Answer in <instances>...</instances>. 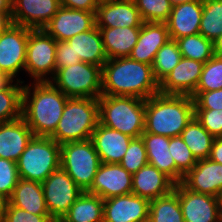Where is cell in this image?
<instances>
[{
  "instance_id": "cell-1",
  "label": "cell",
  "mask_w": 222,
  "mask_h": 222,
  "mask_svg": "<svg viewBox=\"0 0 222 222\" xmlns=\"http://www.w3.org/2000/svg\"><path fill=\"white\" fill-rule=\"evenodd\" d=\"M160 93L152 65L129 57L108 59L102 67V94L132 96L144 100Z\"/></svg>"
},
{
  "instance_id": "cell-2",
  "label": "cell",
  "mask_w": 222,
  "mask_h": 222,
  "mask_svg": "<svg viewBox=\"0 0 222 222\" xmlns=\"http://www.w3.org/2000/svg\"><path fill=\"white\" fill-rule=\"evenodd\" d=\"M29 84L23 88L22 118L34 136L50 137L56 130L69 97L50 81H33Z\"/></svg>"
},
{
  "instance_id": "cell-3",
  "label": "cell",
  "mask_w": 222,
  "mask_h": 222,
  "mask_svg": "<svg viewBox=\"0 0 222 222\" xmlns=\"http://www.w3.org/2000/svg\"><path fill=\"white\" fill-rule=\"evenodd\" d=\"M195 115L194 99L187 95L158 93L145 100V132L181 136Z\"/></svg>"
},
{
  "instance_id": "cell-4",
  "label": "cell",
  "mask_w": 222,
  "mask_h": 222,
  "mask_svg": "<svg viewBox=\"0 0 222 222\" xmlns=\"http://www.w3.org/2000/svg\"><path fill=\"white\" fill-rule=\"evenodd\" d=\"M99 123L132 138H139L145 130V100L132 96L98 98Z\"/></svg>"
},
{
  "instance_id": "cell-5",
  "label": "cell",
  "mask_w": 222,
  "mask_h": 222,
  "mask_svg": "<svg viewBox=\"0 0 222 222\" xmlns=\"http://www.w3.org/2000/svg\"><path fill=\"white\" fill-rule=\"evenodd\" d=\"M99 123L98 99L68 98L55 132L50 136L58 144L85 141Z\"/></svg>"
},
{
  "instance_id": "cell-6",
  "label": "cell",
  "mask_w": 222,
  "mask_h": 222,
  "mask_svg": "<svg viewBox=\"0 0 222 222\" xmlns=\"http://www.w3.org/2000/svg\"><path fill=\"white\" fill-rule=\"evenodd\" d=\"M16 163L21 179L42 183L60 168V144L51 137L34 136Z\"/></svg>"
},
{
  "instance_id": "cell-7",
  "label": "cell",
  "mask_w": 222,
  "mask_h": 222,
  "mask_svg": "<svg viewBox=\"0 0 222 222\" xmlns=\"http://www.w3.org/2000/svg\"><path fill=\"white\" fill-rule=\"evenodd\" d=\"M50 82L69 98L98 99L102 94V67L79 62L59 68Z\"/></svg>"
},
{
  "instance_id": "cell-8",
  "label": "cell",
  "mask_w": 222,
  "mask_h": 222,
  "mask_svg": "<svg viewBox=\"0 0 222 222\" xmlns=\"http://www.w3.org/2000/svg\"><path fill=\"white\" fill-rule=\"evenodd\" d=\"M100 164L91 139L60 145V167L83 191L91 186Z\"/></svg>"
},
{
  "instance_id": "cell-9",
  "label": "cell",
  "mask_w": 222,
  "mask_h": 222,
  "mask_svg": "<svg viewBox=\"0 0 222 222\" xmlns=\"http://www.w3.org/2000/svg\"><path fill=\"white\" fill-rule=\"evenodd\" d=\"M56 45L57 41L43 29H30L24 71L34 82L50 81L55 76Z\"/></svg>"
},
{
  "instance_id": "cell-10",
  "label": "cell",
  "mask_w": 222,
  "mask_h": 222,
  "mask_svg": "<svg viewBox=\"0 0 222 222\" xmlns=\"http://www.w3.org/2000/svg\"><path fill=\"white\" fill-rule=\"evenodd\" d=\"M42 188L50 217L60 220L84 192L61 167L50 174Z\"/></svg>"
},
{
  "instance_id": "cell-11",
  "label": "cell",
  "mask_w": 222,
  "mask_h": 222,
  "mask_svg": "<svg viewBox=\"0 0 222 222\" xmlns=\"http://www.w3.org/2000/svg\"><path fill=\"white\" fill-rule=\"evenodd\" d=\"M29 31L12 23L0 34V73L8 80H15L24 71Z\"/></svg>"
},
{
  "instance_id": "cell-12",
  "label": "cell",
  "mask_w": 222,
  "mask_h": 222,
  "mask_svg": "<svg viewBox=\"0 0 222 222\" xmlns=\"http://www.w3.org/2000/svg\"><path fill=\"white\" fill-rule=\"evenodd\" d=\"M173 191L179 197L184 222H221L216 196L191 191L182 183L175 184Z\"/></svg>"
},
{
  "instance_id": "cell-13",
  "label": "cell",
  "mask_w": 222,
  "mask_h": 222,
  "mask_svg": "<svg viewBox=\"0 0 222 222\" xmlns=\"http://www.w3.org/2000/svg\"><path fill=\"white\" fill-rule=\"evenodd\" d=\"M95 13L60 6L43 30L56 41H67L76 34L91 30L96 25Z\"/></svg>"
},
{
  "instance_id": "cell-14",
  "label": "cell",
  "mask_w": 222,
  "mask_h": 222,
  "mask_svg": "<svg viewBox=\"0 0 222 222\" xmlns=\"http://www.w3.org/2000/svg\"><path fill=\"white\" fill-rule=\"evenodd\" d=\"M103 200L132 193V174L119 163H101L91 186L85 191Z\"/></svg>"
},
{
  "instance_id": "cell-15",
  "label": "cell",
  "mask_w": 222,
  "mask_h": 222,
  "mask_svg": "<svg viewBox=\"0 0 222 222\" xmlns=\"http://www.w3.org/2000/svg\"><path fill=\"white\" fill-rule=\"evenodd\" d=\"M150 201L133 193L104 200L103 222H148Z\"/></svg>"
},
{
  "instance_id": "cell-16",
  "label": "cell",
  "mask_w": 222,
  "mask_h": 222,
  "mask_svg": "<svg viewBox=\"0 0 222 222\" xmlns=\"http://www.w3.org/2000/svg\"><path fill=\"white\" fill-rule=\"evenodd\" d=\"M60 6V0H12L11 21L30 29H43Z\"/></svg>"
},
{
  "instance_id": "cell-17",
  "label": "cell",
  "mask_w": 222,
  "mask_h": 222,
  "mask_svg": "<svg viewBox=\"0 0 222 222\" xmlns=\"http://www.w3.org/2000/svg\"><path fill=\"white\" fill-rule=\"evenodd\" d=\"M204 63L182 57L159 83V91L168 95L192 96L196 91Z\"/></svg>"
},
{
  "instance_id": "cell-18",
  "label": "cell",
  "mask_w": 222,
  "mask_h": 222,
  "mask_svg": "<svg viewBox=\"0 0 222 222\" xmlns=\"http://www.w3.org/2000/svg\"><path fill=\"white\" fill-rule=\"evenodd\" d=\"M98 28L141 27L139 10L134 0H112L101 2L95 13Z\"/></svg>"
},
{
  "instance_id": "cell-19",
  "label": "cell",
  "mask_w": 222,
  "mask_h": 222,
  "mask_svg": "<svg viewBox=\"0 0 222 222\" xmlns=\"http://www.w3.org/2000/svg\"><path fill=\"white\" fill-rule=\"evenodd\" d=\"M181 183L191 191L217 197L222 191V164L210 158L197 160Z\"/></svg>"
},
{
  "instance_id": "cell-20",
  "label": "cell",
  "mask_w": 222,
  "mask_h": 222,
  "mask_svg": "<svg viewBox=\"0 0 222 222\" xmlns=\"http://www.w3.org/2000/svg\"><path fill=\"white\" fill-rule=\"evenodd\" d=\"M175 184L169 176L150 164L132 174V193L149 201L170 194Z\"/></svg>"
},
{
  "instance_id": "cell-21",
  "label": "cell",
  "mask_w": 222,
  "mask_h": 222,
  "mask_svg": "<svg viewBox=\"0 0 222 222\" xmlns=\"http://www.w3.org/2000/svg\"><path fill=\"white\" fill-rule=\"evenodd\" d=\"M169 39L166 23L143 22L138 41L128 57L152 65L157 51Z\"/></svg>"
},
{
  "instance_id": "cell-22",
  "label": "cell",
  "mask_w": 222,
  "mask_h": 222,
  "mask_svg": "<svg viewBox=\"0 0 222 222\" xmlns=\"http://www.w3.org/2000/svg\"><path fill=\"white\" fill-rule=\"evenodd\" d=\"M132 139L129 135L100 123L91 137L101 163H120Z\"/></svg>"
},
{
  "instance_id": "cell-23",
  "label": "cell",
  "mask_w": 222,
  "mask_h": 222,
  "mask_svg": "<svg viewBox=\"0 0 222 222\" xmlns=\"http://www.w3.org/2000/svg\"><path fill=\"white\" fill-rule=\"evenodd\" d=\"M33 137L32 130L22 117L0 123V158L17 162Z\"/></svg>"
},
{
  "instance_id": "cell-24",
  "label": "cell",
  "mask_w": 222,
  "mask_h": 222,
  "mask_svg": "<svg viewBox=\"0 0 222 222\" xmlns=\"http://www.w3.org/2000/svg\"><path fill=\"white\" fill-rule=\"evenodd\" d=\"M203 12V2H188L172 7L168 20L165 22L170 39L199 34Z\"/></svg>"
},
{
  "instance_id": "cell-25",
  "label": "cell",
  "mask_w": 222,
  "mask_h": 222,
  "mask_svg": "<svg viewBox=\"0 0 222 222\" xmlns=\"http://www.w3.org/2000/svg\"><path fill=\"white\" fill-rule=\"evenodd\" d=\"M67 42L71 45L76 57H79L81 62L103 67L108 60L101 32L96 25L91 30L76 34Z\"/></svg>"
},
{
  "instance_id": "cell-26",
  "label": "cell",
  "mask_w": 222,
  "mask_h": 222,
  "mask_svg": "<svg viewBox=\"0 0 222 222\" xmlns=\"http://www.w3.org/2000/svg\"><path fill=\"white\" fill-rule=\"evenodd\" d=\"M9 200L13 206L31 214L49 215L40 182L20 178Z\"/></svg>"
},
{
  "instance_id": "cell-27",
  "label": "cell",
  "mask_w": 222,
  "mask_h": 222,
  "mask_svg": "<svg viewBox=\"0 0 222 222\" xmlns=\"http://www.w3.org/2000/svg\"><path fill=\"white\" fill-rule=\"evenodd\" d=\"M141 27L99 28L108 59L128 57L138 41Z\"/></svg>"
},
{
  "instance_id": "cell-28",
  "label": "cell",
  "mask_w": 222,
  "mask_h": 222,
  "mask_svg": "<svg viewBox=\"0 0 222 222\" xmlns=\"http://www.w3.org/2000/svg\"><path fill=\"white\" fill-rule=\"evenodd\" d=\"M148 164L155 166L175 182V161L169 152V137L143 132Z\"/></svg>"
},
{
  "instance_id": "cell-29",
  "label": "cell",
  "mask_w": 222,
  "mask_h": 222,
  "mask_svg": "<svg viewBox=\"0 0 222 222\" xmlns=\"http://www.w3.org/2000/svg\"><path fill=\"white\" fill-rule=\"evenodd\" d=\"M104 200L83 192L61 219L63 222H103Z\"/></svg>"
},
{
  "instance_id": "cell-30",
  "label": "cell",
  "mask_w": 222,
  "mask_h": 222,
  "mask_svg": "<svg viewBox=\"0 0 222 222\" xmlns=\"http://www.w3.org/2000/svg\"><path fill=\"white\" fill-rule=\"evenodd\" d=\"M9 80L0 88V123L22 117V93L25 83L20 79ZM14 83V84H13Z\"/></svg>"
},
{
  "instance_id": "cell-31",
  "label": "cell",
  "mask_w": 222,
  "mask_h": 222,
  "mask_svg": "<svg viewBox=\"0 0 222 222\" xmlns=\"http://www.w3.org/2000/svg\"><path fill=\"white\" fill-rule=\"evenodd\" d=\"M181 137L196 160L209 158L214 137L194 116L183 129Z\"/></svg>"
},
{
  "instance_id": "cell-32",
  "label": "cell",
  "mask_w": 222,
  "mask_h": 222,
  "mask_svg": "<svg viewBox=\"0 0 222 222\" xmlns=\"http://www.w3.org/2000/svg\"><path fill=\"white\" fill-rule=\"evenodd\" d=\"M148 222H184L179 197L174 191L150 201Z\"/></svg>"
},
{
  "instance_id": "cell-33",
  "label": "cell",
  "mask_w": 222,
  "mask_h": 222,
  "mask_svg": "<svg viewBox=\"0 0 222 222\" xmlns=\"http://www.w3.org/2000/svg\"><path fill=\"white\" fill-rule=\"evenodd\" d=\"M176 41L184 58L206 63L214 56L213 42L200 33L185 36Z\"/></svg>"
},
{
  "instance_id": "cell-34",
  "label": "cell",
  "mask_w": 222,
  "mask_h": 222,
  "mask_svg": "<svg viewBox=\"0 0 222 222\" xmlns=\"http://www.w3.org/2000/svg\"><path fill=\"white\" fill-rule=\"evenodd\" d=\"M199 33L208 40L222 34V0H204Z\"/></svg>"
},
{
  "instance_id": "cell-35",
  "label": "cell",
  "mask_w": 222,
  "mask_h": 222,
  "mask_svg": "<svg viewBox=\"0 0 222 222\" xmlns=\"http://www.w3.org/2000/svg\"><path fill=\"white\" fill-rule=\"evenodd\" d=\"M182 54L176 40L169 39L156 53L152 71L155 79L160 83L180 62Z\"/></svg>"
},
{
  "instance_id": "cell-36",
  "label": "cell",
  "mask_w": 222,
  "mask_h": 222,
  "mask_svg": "<svg viewBox=\"0 0 222 222\" xmlns=\"http://www.w3.org/2000/svg\"><path fill=\"white\" fill-rule=\"evenodd\" d=\"M168 148L175 161V183H181L183 177L196 165L197 160L181 136L169 138Z\"/></svg>"
},
{
  "instance_id": "cell-37",
  "label": "cell",
  "mask_w": 222,
  "mask_h": 222,
  "mask_svg": "<svg viewBox=\"0 0 222 222\" xmlns=\"http://www.w3.org/2000/svg\"><path fill=\"white\" fill-rule=\"evenodd\" d=\"M222 89V57L213 56L203 65L202 73L191 96L195 99L201 92Z\"/></svg>"
},
{
  "instance_id": "cell-38",
  "label": "cell",
  "mask_w": 222,
  "mask_h": 222,
  "mask_svg": "<svg viewBox=\"0 0 222 222\" xmlns=\"http://www.w3.org/2000/svg\"><path fill=\"white\" fill-rule=\"evenodd\" d=\"M143 22L165 23L172 10L170 0H134Z\"/></svg>"
},
{
  "instance_id": "cell-39",
  "label": "cell",
  "mask_w": 222,
  "mask_h": 222,
  "mask_svg": "<svg viewBox=\"0 0 222 222\" xmlns=\"http://www.w3.org/2000/svg\"><path fill=\"white\" fill-rule=\"evenodd\" d=\"M129 173L134 174L148 164L146 148L141 137L133 138L119 163Z\"/></svg>"
},
{
  "instance_id": "cell-40",
  "label": "cell",
  "mask_w": 222,
  "mask_h": 222,
  "mask_svg": "<svg viewBox=\"0 0 222 222\" xmlns=\"http://www.w3.org/2000/svg\"><path fill=\"white\" fill-rule=\"evenodd\" d=\"M19 179L17 163L0 158V193L10 198Z\"/></svg>"
},
{
  "instance_id": "cell-41",
  "label": "cell",
  "mask_w": 222,
  "mask_h": 222,
  "mask_svg": "<svg viewBox=\"0 0 222 222\" xmlns=\"http://www.w3.org/2000/svg\"><path fill=\"white\" fill-rule=\"evenodd\" d=\"M197 120L214 137H222V110L195 109Z\"/></svg>"
},
{
  "instance_id": "cell-42",
  "label": "cell",
  "mask_w": 222,
  "mask_h": 222,
  "mask_svg": "<svg viewBox=\"0 0 222 222\" xmlns=\"http://www.w3.org/2000/svg\"><path fill=\"white\" fill-rule=\"evenodd\" d=\"M3 222H54L50 215L31 214L9 203Z\"/></svg>"
},
{
  "instance_id": "cell-43",
  "label": "cell",
  "mask_w": 222,
  "mask_h": 222,
  "mask_svg": "<svg viewBox=\"0 0 222 222\" xmlns=\"http://www.w3.org/2000/svg\"><path fill=\"white\" fill-rule=\"evenodd\" d=\"M56 71L59 68H65L81 62L79 57H76L71 45L67 41H57L56 45Z\"/></svg>"
},
{
  "instance_id": "cell-44",
  "label": "cell",
  "mask_w": 222,
  "mask_h": 222,
  "mask_svg": "<svg viewBox=\"0 0 222 222\" xmlns=\"http://www.w3.org/2000/svg\"><path fill=\"white\" fill-rule=\"evenodd\" d=\"M194 109L222 110V89L201 92L194 99Z\"/></svg>"
},
{
  "instance_id": "cell-45",
  "label": "cell",
  "mask_w": 222,
  "mask_h": 222,
  "mask_svg": "<svg viewBox=\"0 0 222 222\" xmlns=\"http://www.w3.org/2000/svg\"><path fill=\"white\" fill-rule=\"evenodd\" d=\"M60 5L70 9L96 12L99 3L97 0H60Z\"/></svg>"
},
{
  "instance_id": "cell-46",
  "label": "cell",
  "mask_w": 222,
  "mask_h": 222,
  "mask_svg": "<svg viewBox=\"0 0 222 222\" xmlns=\"http://www.w3.org/2000/svg\"><path fill=\"white\" fill-rule=\"evenodd\" d=\"M209 158L222 164V137L214 139Z\"/></svg>"
},
{
  "instance_id": "cell-47",
  "label": "cell",
  "mask_w": 222,
  "mask_h": 222,
  "mask_svg": "<svg viewBox=\"0 0 222 222\" xmlns=\"http://www.w3.org/2000/svg\"><path fill=\"white\" fill-rule=\"evenodd\" d=\"M9 203H10L9 197L0 193V222H3L4 220Z\"/></svg>"
},
{
  "instance_id": "cell-48",
  "label": "cell",
  "mask_w": 222,
  "mask_h": 222,
  "mask_svg": "<svg viewBox=\"0 0 222 222\" xmlns=\"http://www.w3.org/2000/svg\"><path fill=\"white\" fill-rule=\"evenodd\" d=\"M0 13L12 18V0H0Z\"/></svg>"
},
{
  "instance_id": "cell-49",
  "label": "cell",
  "mask_w": 222,
  "mask_h": 222,
  "mask_svg": "<svg viewBox=\"0 0 222 222\" xmlns=\"http://www.w3.org/2000/svg\"><path fill=\"white\" fill-rule=\"evenodd\" d=\"M213 52L215 56L222 57V34L214 40Z\"/></svg>"
},
{
  "instance_id": "cell-50",
  "label": "cell",
  "mask_w": 222,
  "mask_h": 222,
  "mask_svg": "<svg viewBox=\"0 0 222 222\" xmlns=\"http://www.w3.org/2000/svg\"><path fill=\"white\" fill-rule=\"evenodd\" d=\"M11 24V19L6 14L0 13V34Z\"/></svg>"
},
{
  "instance_id": "cell-51",
  "label": "cell",
  "mask_w": 222,
  "mask_h": 222,
  "mask_svg": "<svg viewBox=\"0 0 222 222\" xmlns=\"http://www.w3.org/2000/svg\"><path fill=\"white\" fill-rule=\"evenodd\" d=\"M204 0H170L172 6H176L182 3H188V2H203Z\"/></svg>"
},
{
  "instance_id": "cell-52",
  "label": "cell",
  "mask_w": 222,
  "mask_h": 222,
  "mask_svg": "<svg viewBox=\"0 0 222 222\" xmlns=\"http://www.w3.org/2000/svg\"><path fill=\"white\" fill-rule=\"evenodd\" d=\"M9 80L3 75L0 73V88L2 86H4Z\"/></svg>"
},
{
  "instance_id": "cell-53",
  "label": "cell",
  "mask_w": 222,
  "mask_h": 222,
  "mask_svg": "<svg viewBox=\"0 0 222 222\" xmlns=\"http://www.w3.org/2000/svg\"><path fill=\"white\" fill-rule=\"evenodd\" d=\"M217 199H218L219 212H222V191L217 196Z\"/></svg>"
},
{
  "instance_id": "cell-54",
  "label": "cell",
  "mask_w": 222,
  "mask_h": 222,
  "mask_svg": "<svg viewBox=\"0 0 222 222\" xmlns=\"http://www.w3.org/2000/svg\"><path fill=\"white\" fill-rule=\"evenodd\" d=\"M98 3H101V2H106V1H112V0H97Z\"/></svg>"
},
{
  "instance_id": "cell-55",
  "label": "cell",
  "mask_w": 222,
  "mask_h": 222,
  "mask_svg": "<svg viewBox=\"0 0 222 222\" xmlns=\"http://www.w3.org/2000/svg\"><path fill=\"white\" fill-rule=\"evenodd\" d=\"M54 222H63V221L60 219V220H55Z\"/></svg>"
}]
</instances>
